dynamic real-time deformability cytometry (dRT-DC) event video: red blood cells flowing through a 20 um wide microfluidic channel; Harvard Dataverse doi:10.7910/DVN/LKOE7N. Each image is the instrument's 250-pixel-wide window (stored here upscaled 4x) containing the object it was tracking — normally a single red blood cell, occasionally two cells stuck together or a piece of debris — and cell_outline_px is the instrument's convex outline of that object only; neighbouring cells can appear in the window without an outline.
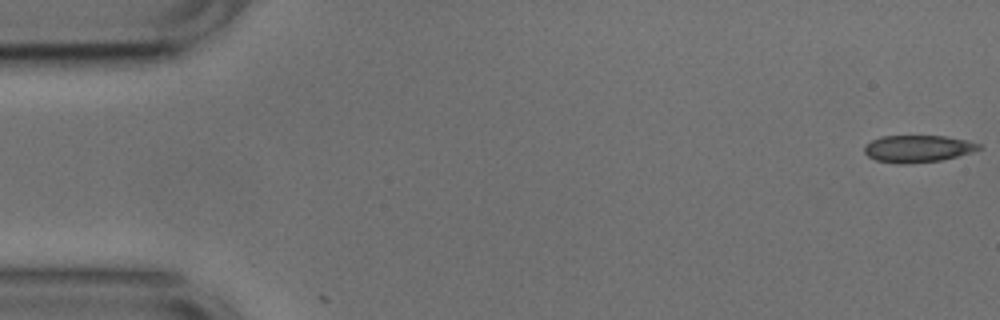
{"species": "common noctule bat (a hibernating species)", "species_latin": "Nyctalus noctula", "temperature_condition": "cold", "stored_images_in_passage": 2, "camera_frame_rate_fps": 3000, "um_per_image_px": 0.085, "animal": {"sex": "male", "body_mass_g": 17.9, "forearm_length_mm": 54.2}, "frame": {"image": 1, "passage_image": 1, "time_ms": 0.0, "image_size_px": [1000, 320], "cell_outline_px": [[984, 148], [972, 152], [940, 160], [908, 164], [904, 164], [876, 160], [868, 156], [864, 152], [864, 148], [872, 140], [880, 136], [944, 136], [968, 140], [980, 144]], "centroid_in_image_um": [78.04, 12.63], "position_along_channel_um": 7.0, "area_um2": 17.98}}